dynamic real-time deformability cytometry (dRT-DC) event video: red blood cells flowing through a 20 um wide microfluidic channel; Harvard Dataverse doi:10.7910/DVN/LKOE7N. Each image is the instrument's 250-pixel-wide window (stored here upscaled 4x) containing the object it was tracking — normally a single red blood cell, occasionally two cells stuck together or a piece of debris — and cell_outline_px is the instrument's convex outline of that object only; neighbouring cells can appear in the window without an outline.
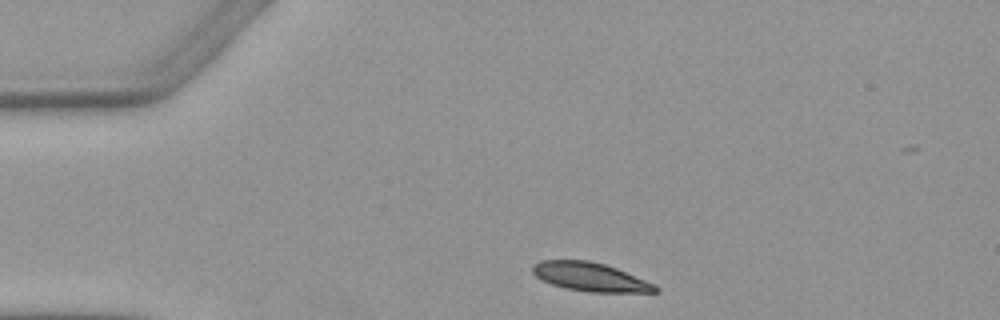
{"species": "Egyptian fruit bat (a non-hibernating species)", "species_latin": "Rousettus aegyptiacus", "temperature_condition": "warm", "stored_images_in_passage": 3, "camera_frame_rate_fps": 3000, "um_per_image_px": 0.085, "animal": {"sex": "female"}, "frame": {"image": 1, "passage_image": 1, "time_ms": 0.0, "image_size_px": [1000, 320], "cell_outline_px": [[660, 292], [588, 292], [568, 288], [552, 284], [536, 276], [532, 272], [532, 264], [540, 260], [588, 260], [604, 264], [616, 268], [656, 284], [660, 288]], "centroid_in_image_um": [50.2, 23.53], "position_along_channel_um": 34.8, "area_um2": 20.46}}